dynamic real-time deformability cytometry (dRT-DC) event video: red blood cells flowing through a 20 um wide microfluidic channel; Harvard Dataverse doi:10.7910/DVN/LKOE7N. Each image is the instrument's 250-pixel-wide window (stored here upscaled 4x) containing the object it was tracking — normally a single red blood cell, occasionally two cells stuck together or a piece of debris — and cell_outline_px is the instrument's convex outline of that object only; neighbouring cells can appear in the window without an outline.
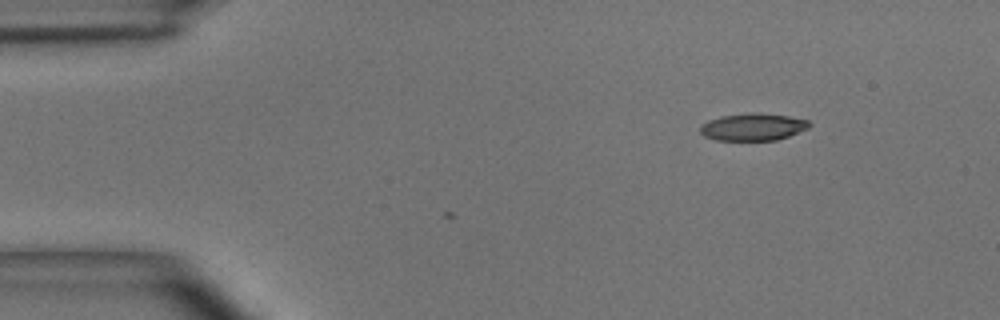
{"species": "common noctule bat (a hibernating species)", "species_latin": "Nyctalus noctula", "temperature_condition": "room temperature", "stored_images_in_passage": 3, "camera_frame_rate_fps": 3000, "um_per_image_px": 0.085, "animal": {"sex": "male", "body_mass_g": 15.6}, "frame": {"image": 1, "passage_image": 1, "time_ms": 0.0, "image_size_px": [1000, 320], "cell_outline_px": [[812, 124], [808, 128], [788, 136], [776, 140], [716, 140], [704, 136], [700, 132], [700, 124], [708, 120], [720, 116], [752, 112], [756, 112], [788, 116], [808, 120]], "centroid_in_image_um": [63.98, 10.78], "position_along_channel_um": 21.0, "area_um2": 17.4}}